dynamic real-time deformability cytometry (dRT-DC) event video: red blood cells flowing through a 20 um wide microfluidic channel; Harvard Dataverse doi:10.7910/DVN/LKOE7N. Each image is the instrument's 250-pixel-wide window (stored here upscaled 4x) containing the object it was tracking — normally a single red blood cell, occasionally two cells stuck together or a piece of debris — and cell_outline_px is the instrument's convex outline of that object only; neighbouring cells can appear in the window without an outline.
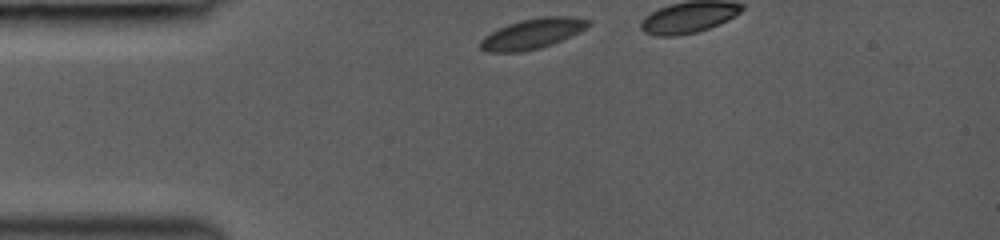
{"species": "common noctule bat (a hibernating species)", "species_latin": "Nyctalus noctula", "temperature_condition": "room temperature", "stored_images_in_passage": 10, "camera_frame_rate_fps": 3000, "um_per_image_px": 0.085, "animal": {"sex": "female", "body_mass_g": 19.0, "forearm_length_mm": 53.3}, "frame": {"image": 1, "passage_image": 1, "time_ms": 0.0, "image_size_px": [1000, 240], "cell_outline_px": [[592, 24], [552, 44], [540, 48], [520, 52], [488, 52], [480, 48], [480, 40], [484, 36], [508, 24], [520, 20], [540, 16], [572, 16], [592, 20]], "centroid_in_image_um": [45.25, 2.85], "position_along_channel_um": 39.8, "area_um2": 18.84}}
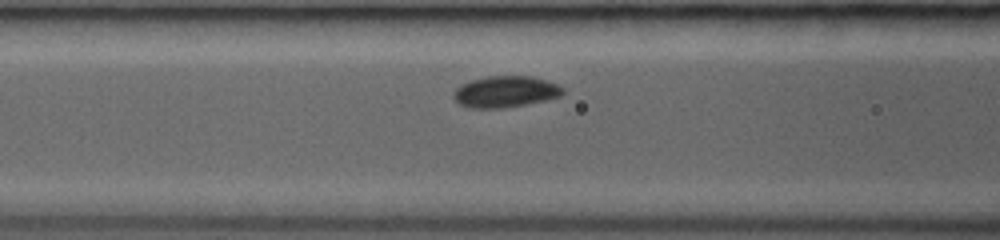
{"frame": {"image": 2, "passage_image": 9, "time_ms": 2.667, "image_size_px": [1000, 240], "cell_outline_px": [[564, 92], [560, 96], [544, 100], [504, 108], [468, 108], [460, 104], [452, 96], [452, 92], [460, 84], [484, 76], [532, 76], [556, 84], [564, 88]], "centroid_in_image_um": [42.91, 7.79], "position_along_channel_um": 123.7, "area_um2": 19.94}}